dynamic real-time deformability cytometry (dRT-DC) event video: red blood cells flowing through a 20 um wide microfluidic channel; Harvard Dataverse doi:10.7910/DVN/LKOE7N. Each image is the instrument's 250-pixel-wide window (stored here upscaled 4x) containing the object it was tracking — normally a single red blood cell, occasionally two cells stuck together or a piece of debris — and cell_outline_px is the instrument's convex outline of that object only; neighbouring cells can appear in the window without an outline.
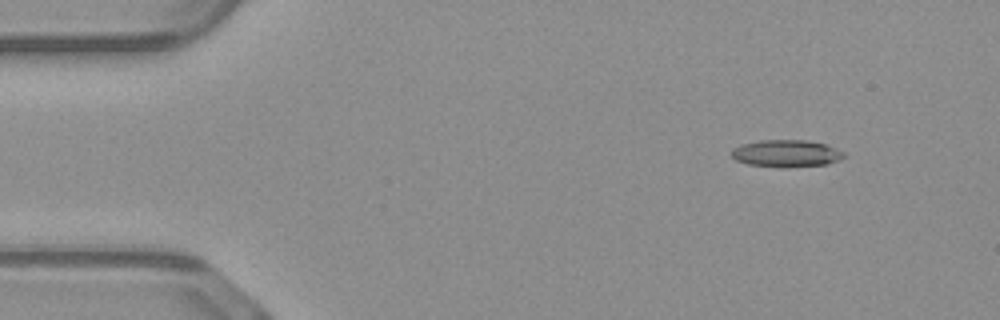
{"species": "common noctule bat (a hibernating species)", "species_latin": "Nyctalus noctula", "temperature_condition": "warm", "stored_images_in_passage": 50, "camera_frame_rate_fps": 3000, "um_per_image_px": 0.085, "animal": {"sex": "male", "body_mass_g": 23.1, "forearm_length_mm": 52.7}, "frame": {"image": 1, "passage_image": 5, "time_ms": 1.333, "image_size_px": [1000, 320], "cell_outline_px": [[844, 156], [840, 160], [828, 164], [748, 164], [736, 160], [728, 152], [732, 148], [740, 144], [760, 140], [804, 140], [824, 144], [844, 152]], "centroid_in_image_um": [66.78, 12.98], "position_along_channel_um": 18.2, "area_um2": 16.76}}
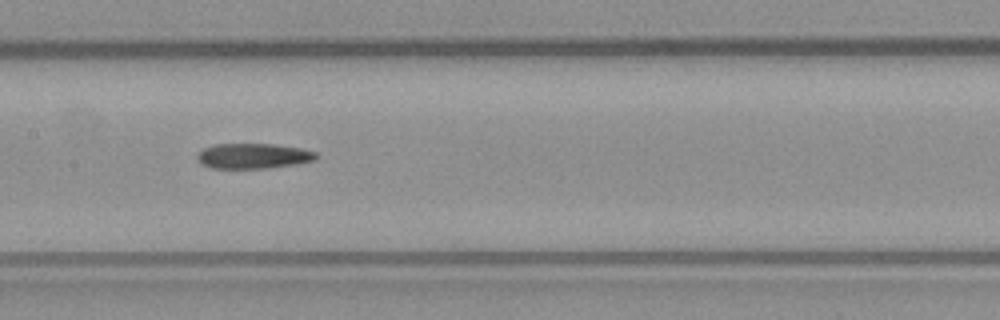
{"frame": {"image": 2, "passage_image": 24, "time_ms": 7.667, "image_size_px": [1000, 320], "cell_outline_px": [[320, 156], [316, 160], [296, 164], [268, 168], [212, 168], [196, 160], [196, 156], [204, 148], [212, 144], [272, 144], [300, 148], [316, 152]], "centroid_in_image_um": [21.55, 13.25], "position_along_channel_um": 185.8, "area_um2": 17.51}}
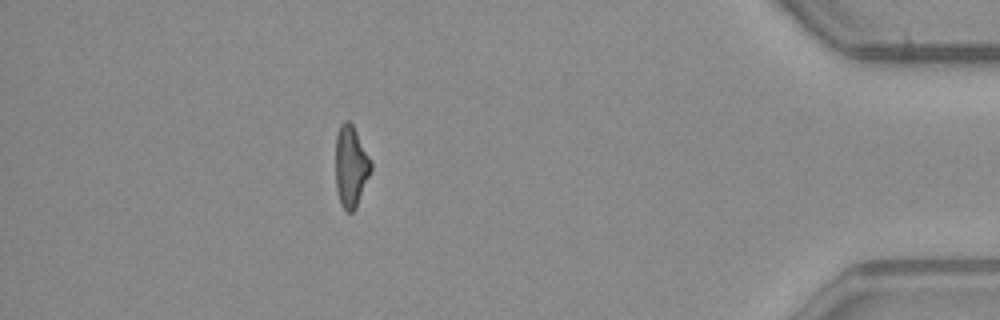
{"frame": {"image": 3, "passage_image": 44, "time_ms": 14.333, "image_size_px": [1000, 320], "cell_outline_px": [[372, 168], [356, 208], [352, 212], [348, 212], [340, 204], [336, 188], [336, 136], [340, 124], [344, 120], [348, 120], [352, 124], [372, 160]], "centroid_in_image_um": [29.83, 14.13], "position_along_channel_um": 405.4, "area_um2": 16.82}}